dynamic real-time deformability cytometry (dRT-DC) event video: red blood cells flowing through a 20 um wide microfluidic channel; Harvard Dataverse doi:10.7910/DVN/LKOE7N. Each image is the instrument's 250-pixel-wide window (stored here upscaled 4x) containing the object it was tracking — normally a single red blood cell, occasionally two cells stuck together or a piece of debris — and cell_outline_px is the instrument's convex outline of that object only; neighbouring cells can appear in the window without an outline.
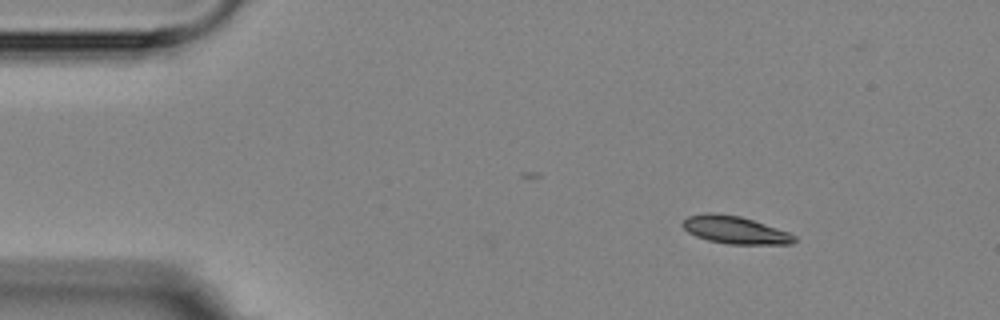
{"species": "Egyptian fruit bat (a non-hibernating species)", "species_latin": "Rousettus aegyptiacus", "temperature_condition": "room temperature", "stored_images_in_passage": 4, "camera_frame_rate_fps": 3000, "um_per_image_px": 0.085, "animal": {"sex": "female"}, "frame": {"image": 1, "passage_image": 1, "time_ms": 0.0, "image_size_px": [1000, 320], "cell_outline_px": [[796, 240], [792, 244], [728, 244], [708, 240], [696, 236], [688, 232], [680, 224], [688, 216], [708, 212], [712, 212], [740, 216], [788, 232], [796, 236]], "centroid_in_image_um": [62.45, 19.54], "position_along_channel_um": 22.6, "area_um2": 17.86}}
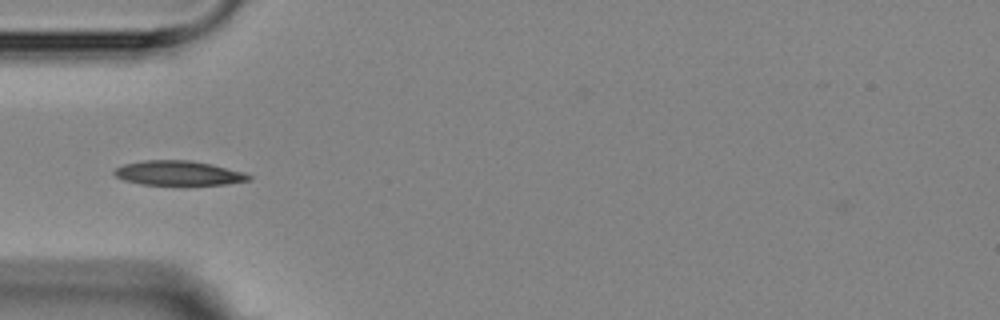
{"frame": {"image": 2, "passage_image": 4, "time_ms": 3.333, "image_size_px": [1000, 320], "cell_outline_px": [[252, 180], [224, 184], [184, 188], [180, 188], [140, 184], [124, 180], [116, 176], [112, 172], [116, 168], [124, 164], [144, 160], [188, 160], [212, 164], [244, 172], [252, 176]], "centroid_in_image_um": [15.19, 14.77], "position_along_channel_um": 69.8, "area_um2": 20.35}}